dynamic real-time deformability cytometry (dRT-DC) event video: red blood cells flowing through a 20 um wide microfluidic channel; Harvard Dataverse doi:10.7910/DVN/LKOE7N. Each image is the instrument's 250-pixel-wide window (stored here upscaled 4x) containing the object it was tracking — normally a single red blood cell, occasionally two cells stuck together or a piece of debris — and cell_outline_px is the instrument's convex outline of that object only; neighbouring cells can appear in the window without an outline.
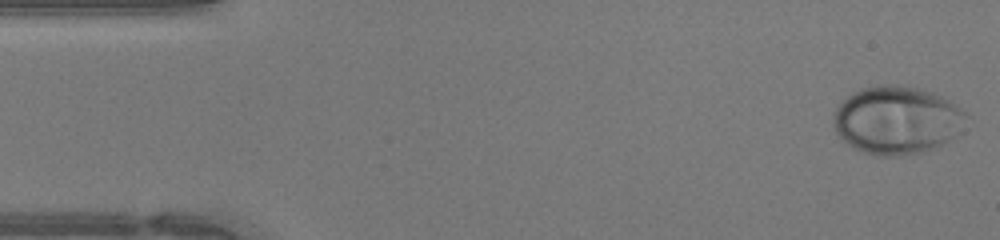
{"species": "human", "species_latin": "Homo sapiens", "temperature_condition": "warm", "stored_images_in_passage": 46, "camera_frame_rate_fps": 3000, "um_per_image_px": 0.085, "donor": {"sex": "female"}, "frame": {"image": 1, "passage_image": 1, "time_ms": 0.0, "image_size_px": [1000, 240], "cell_outline_px": [[968, 116], [960, 132], [956, 136], [932, 148], [920, 152], [896, 156], [876, 156], [852, 148], [836, 132], [832, 124], [832, 116], [836, 108], [852, 92], [860, 88], [880, 84], [896, 84], [920, 88], [932, 92], [956, 104], [968, 112]], "centroid_in_image_um": [76.22, 10.19], "position_along_channel_um": 8.8, "area_um2": 52.94}}
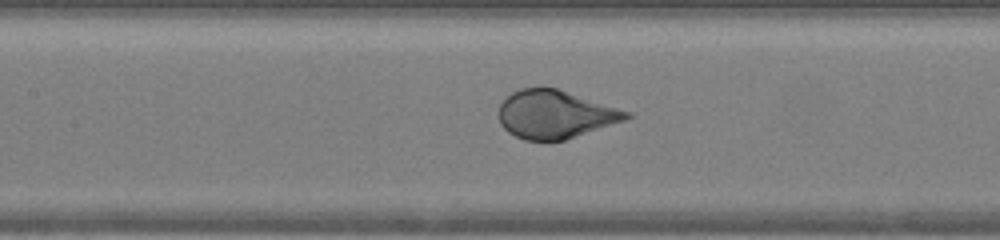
{"frame": {"image": 2, "passage_image": 20, "time_ms": 6.333, "image_size_px": [1000, 240], "cell_outline_px": [[632, 116], [624, 120], [564, 140], [524, 140], [508, 132], [500, 124], [500, 104], [512, 92], [520, 88], [556, 88], [632, 112]], "centroid_in_image_um": [47.18, 9.72], "position_along_channel_um": 160.2, "area_um2": 35.26}}
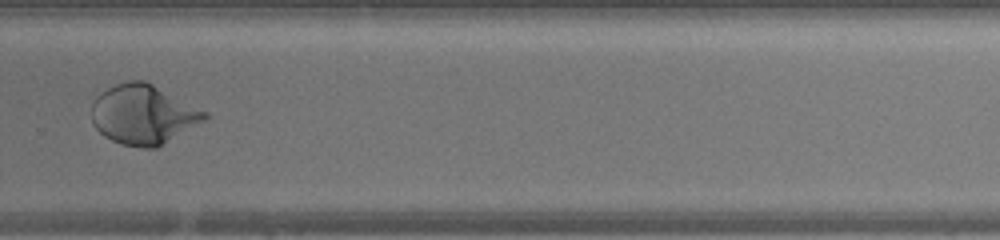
{"frame": {"image": 3, "passage_image": 31, "time_ms": 10.0, "image_size_px": [1000, 240], "cell_outline_px": [[208, 116], [204, 120], [156, 148], [140, 148], [120, 144], [104, 136], [92, 124], [92, 104], [96, 96], [100, 92], [116, 84], [128, 80], [144, 80], [208, 112]], "centroid_in_image_um": [12.14, 9.73], "position_along_channel_um": 317.7, "area_um2": 39.02}, "authors_computed_cell_mechanics": {"area_um2": 41.0091, "velocity_mm_per_s": 4.3081, "shape_relaxation_time_tau1_ms": 4.0527, "shape_relaxation_time_tau2_ms": null, "deformation_change_tau1": 0.1837, "deformation_change_tau2": null}}